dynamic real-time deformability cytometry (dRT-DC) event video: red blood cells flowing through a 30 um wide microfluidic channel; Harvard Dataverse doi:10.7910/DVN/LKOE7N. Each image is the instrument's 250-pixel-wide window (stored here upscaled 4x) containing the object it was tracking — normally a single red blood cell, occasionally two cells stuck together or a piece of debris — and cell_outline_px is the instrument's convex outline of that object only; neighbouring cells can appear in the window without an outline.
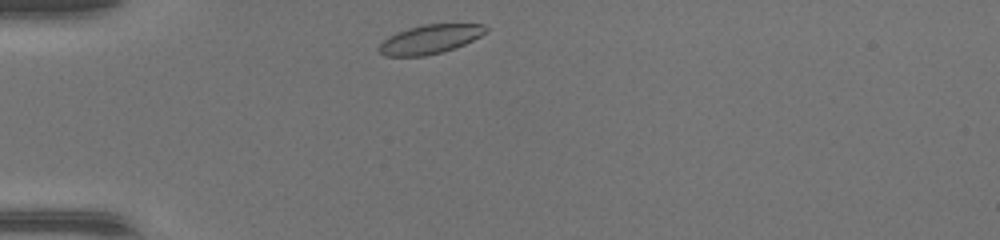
{"species": "common noctule bat (a hibernating species)", "species_latin": "Nyctalus noctula", "temperature_condition": "warm", "stored_images_in_passage": 36, "camera_frame_rate_fps": 3000, "um_per_image_px": 0.085, "animal": {"sex": "female", "body_mass_g": 17.0, "forearm_length_mm": 48.0}, "frame": {"image": 1, "passage_image": 1, "time_ms": 0.0, "image_size_px": [1000, 240], "cell_outline_px": [[488, 28], [480, 36], [464, 44], [440, 52], [420, 56], [388, 56], [380, 52], [380, 44], [384, 40], [400, 32], [424, 24], [480, 24]], "centroid_in_image_um": [36.57, 3.33], "position_along_channel_um": 48.4, "area_um2": 17.22}}
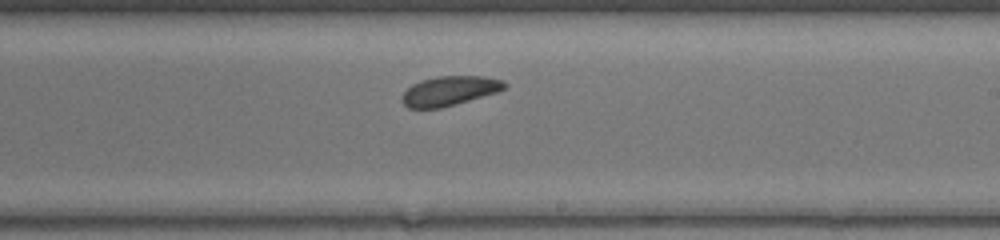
{"frame": {"image": 2, "passage_image": 17, "time_ms": 5.333, "image_size_px": [1000, 240], "cell_outline_px": [[504, 88], [492, 92], [440, 108], [408, 108], [404, 104], [404, 92], [412, 84], [436, 76], [484, 76], [500, 80], [504, 84]], "centroid_in_image_um": [38.13, 7.71], "position_along_channel_um": 250.9, "area_um2": 16.7}}
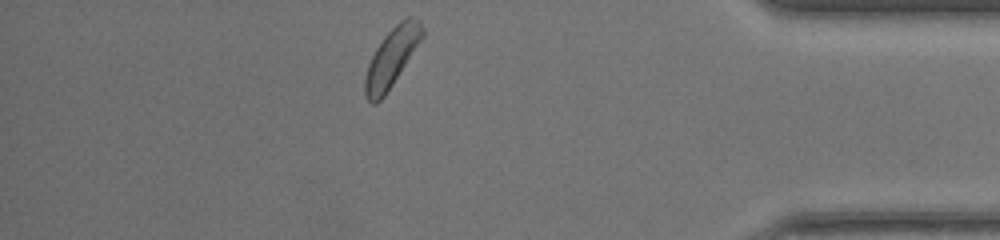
{"frame": {"image": 3, "passage_image": 30, "time_ms": 9.667, "image_size_px": [1000, 240], "cell_outline_px": [[424, 36], [384, 96], [376, 104], [372, 104], [368, 100], [364, 92], [364, 80], [368, 64], [376, 48], [384, 36], [400, 20], [408, 16], [412, 16], [420, 20], [424, 32]], "centroid_in_image_um": [33.29, 4.87], "position_along_channel_um": 401.9, "area_um2": 19.31}, "authors_computed_cell_mechanics": {"area_um2": 17.9469, "velocity_mm_per_s": 4.2713, "shape_relaxation_time_tau1_ms": 2.1455, "shape_relaxation_time_tau2_ms": 7.554, "deformation_change_tau1": 0.0502, "deformation_change_tau2": 0.1341}}